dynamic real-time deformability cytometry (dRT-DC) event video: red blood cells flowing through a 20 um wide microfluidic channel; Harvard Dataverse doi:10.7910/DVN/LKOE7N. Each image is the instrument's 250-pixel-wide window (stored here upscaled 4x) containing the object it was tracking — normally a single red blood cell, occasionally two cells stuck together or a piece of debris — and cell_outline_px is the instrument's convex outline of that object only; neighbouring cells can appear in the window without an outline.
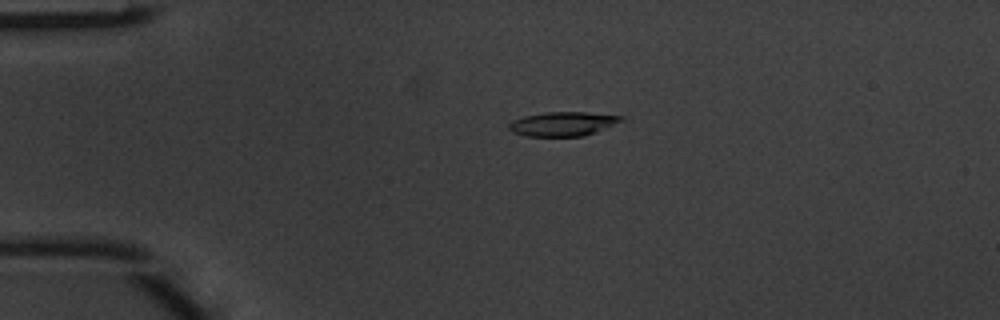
{"species": "common noctule bat (a hibernating species)", "species_latin": "Nyctalus noctula", "temperature_condition": "warm", "stored_images_in_passage": 5, "segment_of_instrument_passage": [1, 2], "camera_frame_rate_fps": 3000, "um_per_image_px": 0.085, "animal": {"sex": "male", "body_mass_g": 20.1, "forearm_length_mm": 53.5}, "frame": {"image": 1, "passage_image": 3, "time_ms": 0.667, "image_size_px": [1000, 320], "cell_outline_px": [[624, 120], [596, 132], [584, 136], [524, 136], [512, 132], [508, 128], [508, 124], [512, 120], [524, 116], [544, 112], [584, 112], [624, 116]], "centroid_in_image_um": [47.82, 10.53], "position_along_channel_um": 37.2, "area_um2": 15.9}}